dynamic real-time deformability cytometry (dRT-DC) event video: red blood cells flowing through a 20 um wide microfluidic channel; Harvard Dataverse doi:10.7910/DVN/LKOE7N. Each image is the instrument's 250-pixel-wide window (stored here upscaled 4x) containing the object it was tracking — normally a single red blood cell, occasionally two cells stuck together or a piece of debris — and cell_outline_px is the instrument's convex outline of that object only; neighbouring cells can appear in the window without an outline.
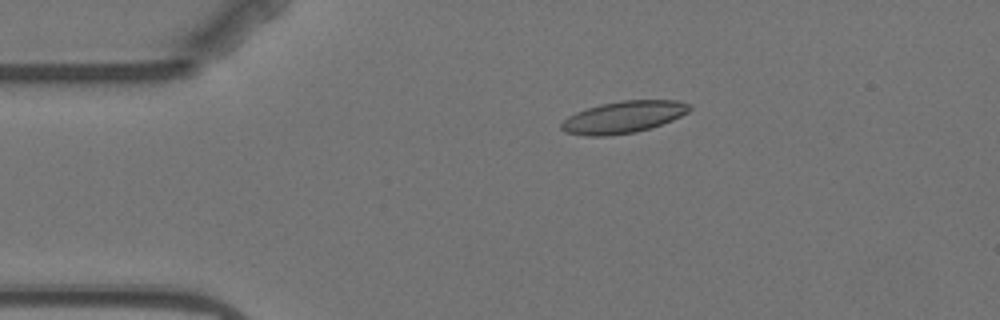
{"species": "Egyptian fruit bat (a non-hibernating species)", "species_latin": "Rousettus aegyptiacus", "temperature_condition": "warm", "stored_images_in_passage": 7, "camera_frame_rate_fps": 3000, "um_per_image_px": 0.085, "animal": {"sex": "female"}, "frame": {"image": 1, "passage_image": 3, "time_ms": 2.333, "image_size_px": [1000, 320], "cell_outline_px": [[692, 108], [688, 112], [672, 120], [636, 132], [604, 136], [584, 136], [564, 132], [560, 128], [560, 124], [568, 116], [576, 112], [600, 104], [620, 100], [676, 100], [688, 104]], "centroid_in_image_um": [52.95, 9.95], "position_along_channel_um": 32.1, "area_um2": 23.76}}
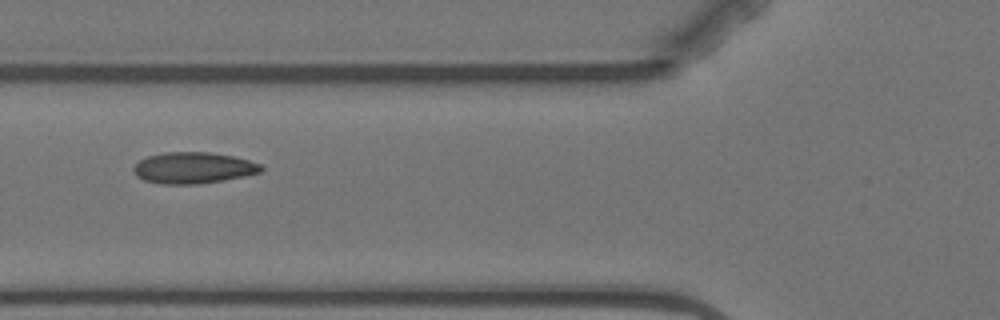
{"frame": {"image": 2, "passage_image": 6, "time_ms": 5.667, "image_size_px": [1000, 320], "cell_outline_px": [[264, 168], [260, 172], [244, 176], [196, 184], [160, 184], [144, 180], [136, 176], [132, 168], [140, 160], [148, 156], [164, 152], [208, 152], [232, 156], [264, 164]], "centroid_in_image_um": [16.42, 14.26], "position_along_channel_um": 109.4, "area_um2": 23.18}}
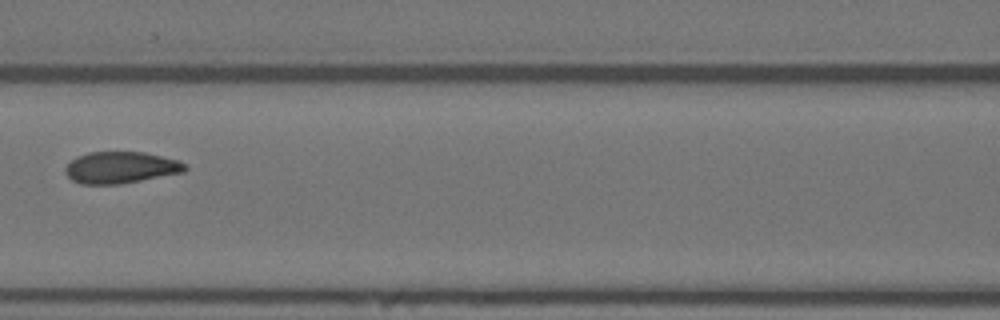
{"frame": {"image": 3, "passage_image": 7, "time_ms": 7.0, "image_size_px": [1000, 320], "cell_outline_px": [[188, 168], [184, 172], [120, 184], [80, 184], [72, 180], [64, 172], [64, 168], [76, 156], [88, 152], [144, 152], [180, 160]], "centroid_in_image_um": [10.25, 14.23], "position_along_channel_um": 156.3, "area_um2": 22.14}}